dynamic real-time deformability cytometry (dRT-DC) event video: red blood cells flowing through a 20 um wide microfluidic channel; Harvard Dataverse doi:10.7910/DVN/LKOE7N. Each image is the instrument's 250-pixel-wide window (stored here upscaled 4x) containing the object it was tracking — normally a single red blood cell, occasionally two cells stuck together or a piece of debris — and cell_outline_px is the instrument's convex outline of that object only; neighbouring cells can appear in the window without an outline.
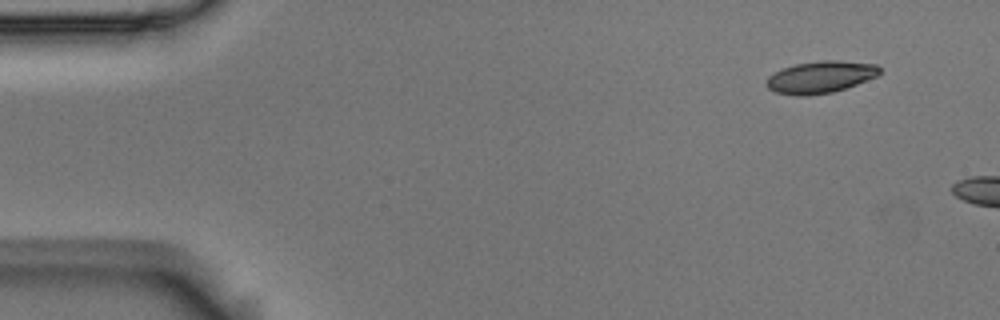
{"species": "Egyptian fruit bat (a non-hibernating species)", "species_latin": "Rousettus aegyptiacus", "temperature_condition": "room temperature", "stored_images_in_passage": 3, "segment_of_instrument_passage": [2, 2], "camera_frame_rate_fps": 3000, "um_per_image_px": 0.085, "animal": {"sex": "male"}, "frame": {"image": 1, "passage_image": 3, "time_ms": 0.667, "image_size_px": [1000, 320], "cell_outline_px": [[880, 76], [832, 92], [808, 96], [800, 96], [776, 92], [768, 88], [764, 84], [768, 76], [784, 68], [796, 64], [820, 60], [836, 60], [876, 64], [880, 68]], "centroid_in_image_um": [69.75, 6.55], "position_along_channel_um": 15.3, "area_um2": 21.1}}